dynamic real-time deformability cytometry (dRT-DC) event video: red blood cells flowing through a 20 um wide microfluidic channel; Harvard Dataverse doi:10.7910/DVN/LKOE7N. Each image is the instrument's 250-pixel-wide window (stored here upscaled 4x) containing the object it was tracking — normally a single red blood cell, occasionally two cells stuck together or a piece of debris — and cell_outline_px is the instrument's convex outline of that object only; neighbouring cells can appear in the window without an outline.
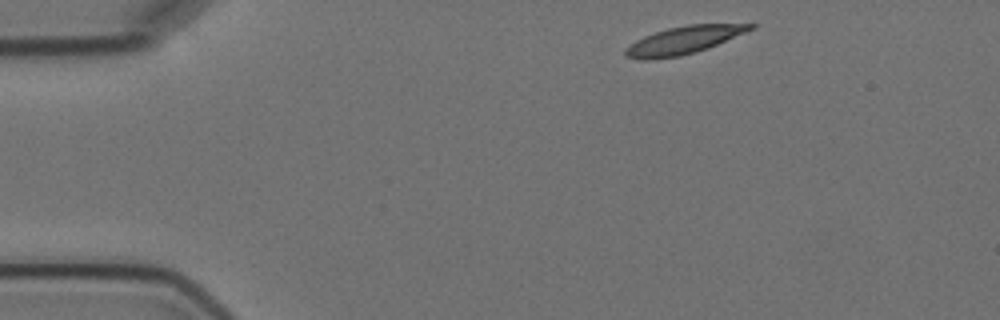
{"species": "Egyptian fruit bat (a non-hibernating species)", "species_latin": "Rousettus aegyptiacus", "temperature_condition": "cold", "stored_images_in_passage": 9, "camera_frame_rate_fps": 3000, "um_per_image_px": 0.085, "animal": {"sex": "female"}, "frame": {"image": 1, "passage_image": 1, "time_ms": 0.0, "image_size_px": [1000, 320], "cell_outline_px": [[756, 28], [708, 48], [680, 56], [652, 60], [640, 60], [624, 56], [624, 48], [636, 40], [644, 36], [668, 28], [688, 24], [756, 24]], "centroid_in_image_um": [58.07, 3.43], "position_along_channel_um": 26.9, "area_um2": 20.23}}
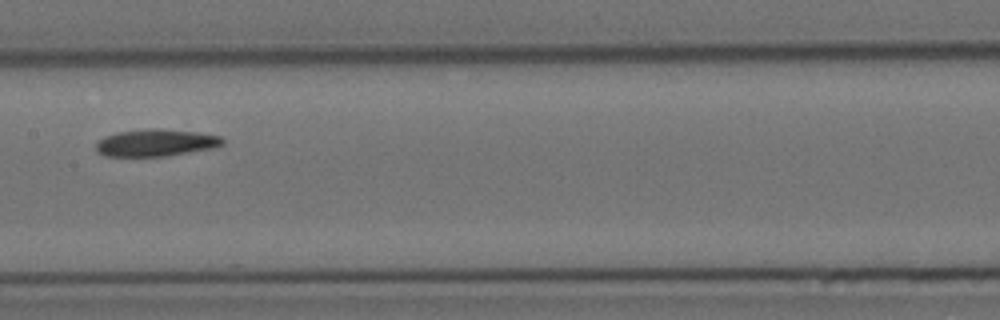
{"frame": {"image": 2, "passage_image": 6, "time_ms": 6.667, "image_size_px": [1000, 320], "cell_outline_px": [[224, 144], [216, 148], [164, 156], [104, 156], [96, 152], [96, 144], [104, 136], [120, 132], [156, 128], [200, 132], [220, 136], [224, 140]], "centroid_in_image_um": [13.29, 12.14], "position_along_channel_um": 194.1, "area_um2": 20.0}}
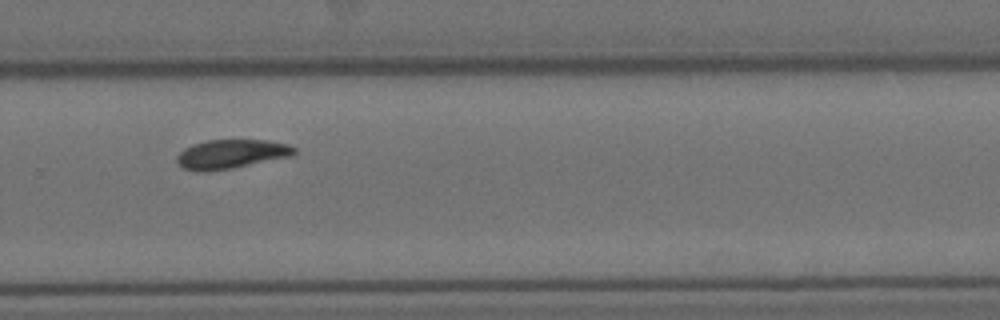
{"frame": {"image": 3, "passage_image": 9, "time_ms": 10.0, "image_size_px": [1000, 320], "cell_outline_px": [[296, 152], [292, 156], [232, 168], [208, 172], [196, 172], [184, 168], [176, 160], [176, 156], [184, 148], [192, 144], [208, 140], [264, 140], [288, 144], [296, 148]], "centroid_in_image_um": [19.63, 13.1], "position_along_channel_um": 310.2, "area_um2": 19.94}}